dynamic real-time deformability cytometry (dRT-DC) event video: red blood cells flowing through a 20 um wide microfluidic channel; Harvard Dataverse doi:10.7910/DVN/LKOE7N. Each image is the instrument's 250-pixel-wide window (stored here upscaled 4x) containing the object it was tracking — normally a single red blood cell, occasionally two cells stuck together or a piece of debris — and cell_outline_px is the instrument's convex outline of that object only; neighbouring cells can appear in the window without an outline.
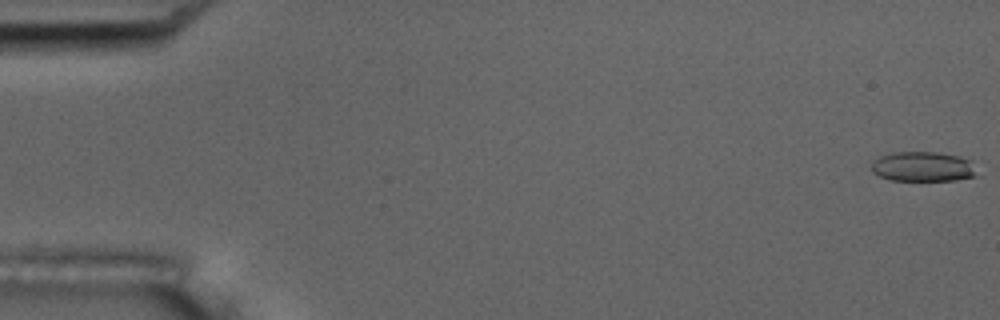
{"species": "common noctule bat (a hibernating species)", "species_latin": "Nyctalus noctula", "temperature_condition": "room temperature", "stored_images_in_passage": 55, "camera_frame_rate_fps": 3000, "um_per_image_px": 0.085, "animal": {"sex": "male", "body_mass_g": 17.5, "forearm_length_mm": 52.3}, "frame": {"image": 1, "passage_image": 1, "time_ms": 0.0, "image_size_px": [1000, 320], "cell_outline_px": [[980, 176], [956, 180], [892, 180], [880, 176], [872, 172], [872, 160], [880, 156], [892, 152], [936, 152], [960, 156], [972, 160]], "centroid_in_image_um": [78.51, 14.16], "position_along_channel_um": 6.5, "area_um2": 18.67}}
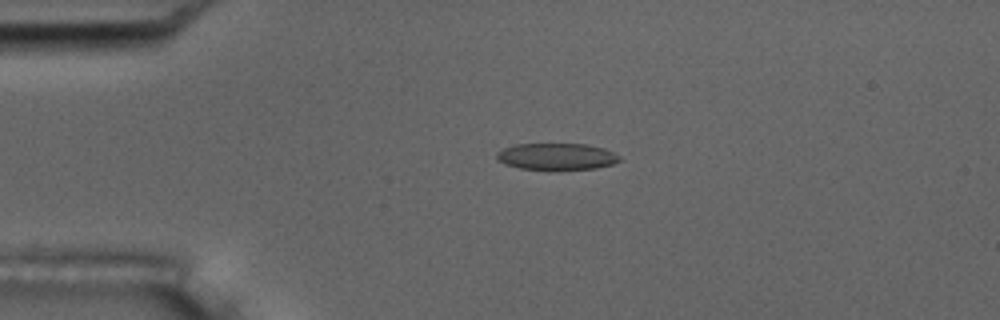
{"frame": {"image": 2, "passage_image": 13, "time_ms": 4.0, "image_size_px": [1000, 320], "cell_outline_px": [[624, 160], [612, 164], [596, 168], [556, 172], [520, 168], [504, 164], [496, 160], [496, 152], [512, 144], [584, 144], [604, 148], [620, 156]], "centroid_in_image_um": [47.3, 13.34], "position_along_channel_um": 37.7, "area_um2": 19.88}}
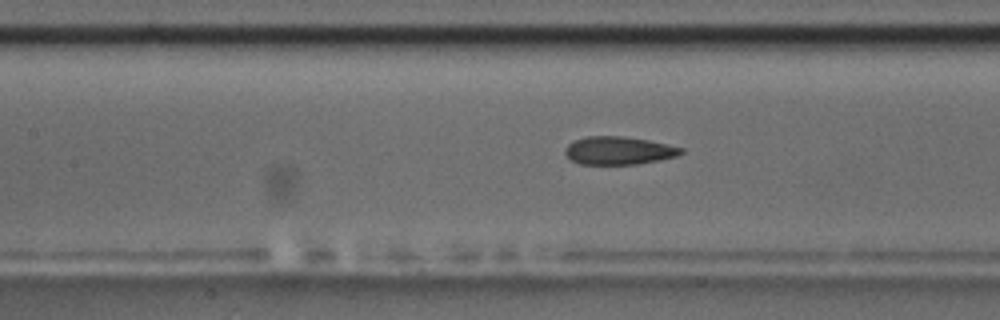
{"frame": {"image": 3, "passage_image": 25, "time_ms": 8.0, "image_size_px": [1000, 320], "cell_outline_px": [[684, 152], [676, 156], [636, 164], [580, 164], [572, 160], [564, 152], [564, 148], [572, 140], [588, 136], [620, 136], [648, 140], [684, 148]], "centroid_in_image_um": [52.55, 12.79], "position_along_channel_um": 154.8, "area_um2": 18.79}, "authors_computed_cell_mechanics": {"area_um2": 19.4208, "velocity_mm_per_s": 3.7278, "shape_relaxation_time_tau1_ms": null, "shape_relaxation_time_tau2_ms": 2.2089, "deformation_change_tau1": null, "deformation_change_tau2": 0.0857}}